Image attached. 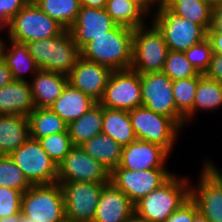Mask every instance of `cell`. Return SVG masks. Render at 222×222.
Here are the masks:
<instances>
[{"mask_svg": "<svg viewBox=\"0 0 222 222\" xmlns=\"http://www.w3.org/2000/svg\"><path fill=\"white\" fill-rule=\"evenodd\" d=\"M133 29L117 25L80 49L86 60L106 66L112 71L130 69L133 60Z\"/></svg>", "mask_w": 222, "mask_h": 222, "instance_id": "cell-1", "label": "cell"}, {"mask_svg": "<svg viewBox=\"0 0 222 222\" xmlns=\"http://www.w3.org/2000/svg\"><path fill=\"white\" fill-rule=\"evenodd\" d=\"M190 178L172 174L162 185L134 204L135 215L149 222H165L190 198Z\"/></svg>", "mask_w": 222, "mask_h": 222, "instance_id": "cell-2", "label": "cell"}, {"mask_svg": "<svg viewBox=\"0 0 222 222\" xmlns=\"http://www.w3.org/2000/svg\"><path fill=\"white\" fill-rule=\"evenodd\" d=\"M30 55L40 69L68 76L80 57V49L69 30L42 40L27 43Z\"/></svg>", "mask_w": 222, "mask_h": 222, "instance_id": "cell-3", "label": "cell"}, {"mask_svg": "<svg viewBox=\"0 0 222 222\" xmlns=\"http://www.w3.org/2000/svg\"><path fill=\"white\" fill-rule=\"evenodd\" d=\"M66 29L30 0L7 26L8 38L19 43L49 39Z\"/></svg>", "mask_w": 222, "mask_h": 222, "instance_id": "cell-4", "label": "cell"}, {"mask_svg": "<svg viewBox=\"0 0 222 222\" xmlns=\"http://www.w3.org/2000/svg\"><path fill=\"white\" fill-rule=\"evenodd\" d=\"M21 213L33 222H63L66 216L61 185H31L22 195Z\"/></svg>", "mask_w": 222, "mask_h": 222, "instance_id": "cell-5", "label": "cell"}, {"mask_svg": "<svg viewBox=\"0 0 222 222\" xmlns=\"http://www.w3.org/2000/svg\"><path fill=\"white\" fill-rule=\"evenodd\" d=\"M133 60L131 69L140 74L163 71L170 51L162 32L152 22L133 29Z\"/></svg>", "mask_w": 222, "mask_h": 222, "instance_id": "cell-6", "label": "cell"}, {"mask_svg": "<svg viewBox=\"0 0 222 222\" xmlns=\"http://www.w3.org/2000/svg\"><path fill=\"white\" fill-rule=\"evenodd\" d=\"M129 118L138 140L160 145L171 154L181 130L171 118L143 105L129 111Z\"/></svg>", "mask_w": 222, "mask_h": 222, "instance_id": "cell-7", "label": "cell"}, {"mask_svg": "<svg viewBox=\"0 0 222 222\" xmlns=\"http://www.w3.org/2000/svg\"><path fill=\"white\" fill-rule=\"evenodd\" d=\"M153 14L152 22L162 32L169 50L184 52L207 38V32L200 25L174 15L165 6Z\"/></svg>", "mask_w": 222, "mask_h": 222, "instance_id": "cell-8", "label": "cell"}, {"mask_svg": "<svg viewBox=\"0 0 222 222\" xmlns=\"http://www.w3.org/2000/svg\"><path fill=\"white\" fill-rule=\"evenodd\" d=\"M142 105L171 118L181 129L185 118L177 111L173 96V80L163 71L140 74Z\"/></svg>", "mask_w": 222, "mask_h": 222, "instance_id": "cell-9", "label": "cell"}, {"mask_svg": "<svg viewBox=\"0 0 222 222\" xmlns=\"http://www.w3.org/2000/svg\"><path fill=\"white\" fill-rule=\"evenodd\" d=\"M10 157L31 185L57 182L58 165L43 150L38 140L29 138Z\"/></svg>", "mask_w": 222, "mask_h": 222, "instance_id": "cell-10", "label": "cell"}, {"mask_svg": "<svg viewBox=\"0 0 222 222\" xmlns=\"http://www.w3.org/2000/svg\"><path fill=\"white\" fill-rule=\"evenodd\" d=\"M99 103L108 109L125 111L142 106L140 73L131 68L112 71Z\"/></svg>", "mask_w": 222, "mask_h": 222, "instance_id": "cell-11", "label": "cell"}, {"mask_svg": "<svg viewBox=\"0 0 222 222\" xmlns=\"http://www.w3.org/2000/svg\"><path fill=\"white\" fill-rule=\"evenodd\" d=\"M215 166L204 163L197 186H190V198L211 222H222V171Z\"/></svg>", "mask_w": 222, "mask_h": 222, "instance_id": "cell-12", "label": "cell"}, {"mask_svg": "<svg viewBox=\"0 0 222 222\" xmlns=\"http://www.w3.org/2000/svg\"><path fill=\"white\" fill-rule=\"evenodd\" d=\"M108 183L62 182L66 219L93 222L102 188Z\"/></svg>", "mask_w": 222, "mask_h": 222, "instance_id": "cell-13", "label": "cell"}, {"mask_svg": "<svg viewBox=\"0 0 222 222\" xmlns=\"http://www.w3.org/2000/svg\"><path fill=\"white\" fill-rule=\"evenodd\" d=\"M173 173L166 168L131 171L115 168L110 173V182L135 204L141 198L162 185Z\"/></svg>", "mask_w": 222, "mask_h": 222, "instance_id": "cell-14", "label": "cell"}, {"mask_svg": "<svg viewBox=\"0 0 222 222\" xmlns=\"http://www.w3.org/2000/svg\"><path fill=\"white\" fill-rule=\"evenodd\" d=\"M69 181L109 183L110 172L88 155L81 146H74L58 164L57 183Z\"/></svg>", "mask_w": 222, "mask_h": 222, "instance_id": "cell-15", "label": "cell"}, {"mask_svg": "<svg viewBox=\"0 0 222 222\" xmlns=\"http://www.w3.org/2000/svg\"><path fill=\"white\" fill-rule=\"evenodd\" d=\"M111 73L112 70L108 67L80 56L67 77L68 83L72 87L99 102L103 97Z\"/></svg>", "mask_w": 222, "mask_h": 222, "instance_id": "cell-16", "label": "cell"}, {"mask_svg": "<svg viewBox=\"0 0 222 222\" xmlns=\"http://www.w3.org/2000/svg\"><path fill=\"white\" fill-rule=\"evenodd\" d=\"M118 24L107 13L106 9L81 6L74 24L69 29L73 40L81 49L85 44L105 32L114 29Z\"/></svg>", "mask_w": 222, "mask_h": 222, "instance_id": "cell-17", "label": "cell"}, {"mask_svg": "<svg viewBox=\"0 0 222 222\" xmlns=\"http://www.w3.org/2000/svg\"><path fill=\"white\" fill-rule=\"evenodd\" d=\"M169 155L160 145L137 139L123 146L120 164L117 168L131 171L165 168Z\"/></svg>", "mask_w": 222, "mask_h": 222, "instance_id": "cell-18", "label": "cell"}, {"mask_svg": "<svg viewBox=\"0 0 222 222\" xmlns=\"http://www.w3.org/2000/svg\"><path fill=\"white\" fill-rule=\"evenodd\" d=\"M134 214V203L109 182L102 188L93 222H126Z\"/></svg>", "mask_w": 222, "mask_h": 222, "instance_id": "cell-19", "label": "cell"}, {"mask_svg": "<svg viewBox=\"0 0 222 222\" xmlns=\"http://www.w3.org/2000/svg\"><path fill=\"white\" fill-rule=\"evenodd\" d=\"M34 109L35 103L28 81L13 80L0 88V115L28 117Z\"/></svg>", "mask_w": 222, "mask_h": 222, "instance_id": "cell-20", "label": "cell"}, {"mask_svg": "<svg viewBox=\"0 0 222 222\" xmlns=\"http://www.w3.org/2000/svg\"><path fill=\"white\" fill-rule=\"evenodd\" d=\"M35 108H50L68 83V77L40 69L29 81Z\"/></svg>", "mask_w": 222, "mask_h": 222, "instance_id": "cell-21", "label": "cell"}, {"mask_svg": "<svg viewBox=\"0 0 222 222\" xmlns=\"http://www.w3.org/2000/svg\"><path fill=\"white\" fill-rule=\"evenodd\" d=\"M96 103L90 96L67 83L50 109L69 125L84 115Z\"/></svg>", "mask_w": 222, "mask_h": 222, "instance_id": "cell-22", "label": "cell"}, {"mask_svg": "<svg viewBox=\"0 0 222 222\" xmlns=\"http://www.w3.org/2000/svg\"><path fill=\"white\" fill-rule=\"evenodd\" d=\"M29 138V123L26 116L0 115V155L10 156Z\"/></svg>", "mask_w": 222, "mask_h": 222, "instance_id": "cell-23", "label": "cell"}, {"mask_svg": "<svg viewBox=\"0 0 222 222\" xmlns=\"http://www.w3.org/2000/svg\"><path fill=\"white\" fill-rule=\"evenodd\" d=\"M10 45L6 47L5 42L1 49V58L10 68L14 80L27 81L24 77L26 72L32 71L35 75L39 66L30 55L29 48L25 43H19L9 39ZM8 49V50H7Z\"/></svg>", "mask_w": 222, "mask_h": 222, "instance_id": "cell-24", "label": "cell"}, {"mask_svg": "<svg viewBox=\"0 0 222 222\" xmlns=\"http://www.w3.org/2000/svg\"><path fill=\"white\" fill-rule=\"evenodd\" d=\"M81 147L110 173L120 164L123 147L103 133L93 136Z\"/></svg>", "mask_w": 222, "mask_h": 222, "instance_id": "cell-25", "label": "cell"}, {"mask_svg": "<svg viewBox=\"0 0 222 222\" xmlns=\"http://www.w3.org/2000/svg\"><path fill=\"white\" fill-rule=\"evenodd\" d=\"M102 133L111 137L122 147L137 140L129 111L103 107Z\"/></svg>", "mask_w": 222, "mask_h": 222, "instance_id": "cell-26", "label": "cell"}, {"mask_svg": "<svg viewBox=\"0 0 222 222\" xmlns=\"http://www.w3.org/2000/svg\"><path fill=\"white\" fill-rule=\"evenodd\" d=\"M103 106L97 102L79 119L68 125L70 139L74 146H81L93 136L102 133Z\"/></svg>", "mask_w": 222, "mask_h": 222, "instance_id": "cell-27", "label": "cell"}, {"mask_svg": "<svg viewBox=\"0 0 222 222\" xmlns=\"http://www.w3.org/2000/svg\"><path fill=\"white\" fill-rule=\"evenodd\" d=\"M165 7L174 15L200 25L206 32L212 26L213 7L205 0H171Z\"/></svg>", "mask_w": 222, "mask_h": 222, "instance_id": "cell-28", "label": "cell"}, {"mask_svg": "<svg viewBox=\"0 0 222 222\" xmlns=\"http://www.w3.org/2000/svg\"><path fill=\"white\" fill-rule=\"evenodd\" d=\"M27 118L29 136L35 140L68 130V124L50 108H35Z\"/></svg>", "mask_w": 222, "mask_h": 222, "instance_id": "cell-29", "label": "cell"}, {"mask_svg": "<svg viewBox=\"0 0 222 222\" xmlns=\"http://www.w3.org/2000/svg\"><path fill=\"white\" fill-rule=\"evenodd\" d=\"M50 18L66 30L74 24L80 10V0H32Z\"/></svg>", "mask_w": 222, "mask_h": 222, "instance_id": "cell-30", "label": "cell"}, {"mask_svg": "<svg viewBox=\"0 0 222 222\" xmlns=\"http://www.w3.org/2000/svg\"><path fill=\"white\" fill-rule=\"evenodd\" d=\"M105 9L118 25L136 29L146 23L147 15L130 0H107Z\"/></svg>", "mask_w": 222, "mask_h": 222, "instance_id": "cell-31", "label": "cell"}, {"mask_svg": "<svg viewBox=\"0 0 222 222\" xmlns=\"http://www.w3.org/2000/svg\"><path fill=\"white\" fill-rule=\"evenodd\" d=\"M197 76L177 79L173 81L172 90L177 111L185 118V125L193 118V102L198 87L199 78Z\"/></svg>", "mask_w": 222, "mask_h": 222, "instance_id": "cell-32", "label": "cell"}, {"mask_svg": "<svg viewBox=\"0 0 222 222\" xmlns=\"http://www.w3.org/2000/svg\"><path fill=\"white\" fill-rule=\"evenodd\" d=\"M219 107H222V84L203 74L199 78L193 102V117L199 109L212 111Z\"/></svg>", "mask_w": 222, "mask_h": 222, "instance_id": "cell-33", "label": "cell"}, {"mask_svg": "<svg viewBox=\"0 0 222 222\" xmlns=\"http://www.w3.org/2000/svg\"><path fill=\"white\" fill-rule=\"evenodd\" d=\"M0 186L20 190L23 193L31 187L21 169L8 155H0Z\"/></svg>", "mask_w": 222, "mask_h": 222, "instance_id": "cell-34", "label": "cell"}, {"mask_svg": "<svg viewBox=\"0 0 222 222\" xmlns=\"http://www.w3.org/2000/svg\"><path fill=\"white\" fill-rule=\"evenodd\" d=\"M38 141L43 150L57 165L65 159V156L74 147L68 130L40 138Z\"/></svg>", "mask_w": 222, "mask_h": 222, "instance_id": "cell-35", "label": "cell"}, {"mask_svg": "<svg viewBox=\"0 0 222 222\" xmlns=\"http://www.w3.org/2000/svg\"><path fill=\"white\" fill-rule=\"evenodd\" d=\"M163 72L173 81L194 77L199 74L186 58L184 52L172 50L168 52Z\"/></svg>", "mask_w": 222, "mask_h": 222, "instance_id": "cell-36", "label": "cell"}, {"mask_svg": "<svg viewBox=\"0 0 222 222\" xmlns=\"http://www.w3.org/2000/svg\"><path fill=\"white\" fill-rule=\"evenodd\" d=\"M184 54L198 73L205 74L209 67L213 51L210 41L205 38L202 42L185 50Z\"/></svg>", "mask_w": 222, "mask_h": 222, "instance_id": "cell-37", "label": "cell"}, {"mask_svg": "<svg viewBox=\"0 0 222 222\" xmlns=\"http://www.w3.org/2000/svg\"><path fill=\"white\" fill-rule=\"evenodd\" d=\"M23 192L0 186V218L21 212Z\"/></svg>", "mask_w": 222, "mask_h": 222, "instance_id": "cell-38", "label": "cell"}, {"mask_svg": "<svg viewBox=\"0 0 222 222\" xmlns=\"http://www.w3.org/2000/svg\"><path fill=\"white\" fill-rule=\"evenodd\" d=\"M198 212L197 204L189 198L165 222H193Z\"/></svg>", "mask_w": 222, "mask_h": 222, "instance_id": "cell-39", "label": "cell"}, {"mask_svg": "<svg viewBox=\"0 0 222 222\" xmlns=\"http://www.w3.org/2000/svg\"><path fill=\"white\" fill-rule=\"evenodd\" d=\"M30 0H0V21L7 27L11 19L29 2Z\"/></svg>", "mask_w": 222, "mask_h": 222, "instance_id": "cell-40", "label": "cell"}, {"mask_svg": "<svg viewBox=\"0 0 222 222\" xmlns=\"http://www.w3.org/2000/svg\"><path fill=\"white\" fill-rule=\"evenodd\" d=\"M204 75L222 84V55L213 53L209 67Z\"/></svg>", "mask_w": 222, "mask_h": 222, "instance_id": "cell-41", "label": "cell"}, {"mask_svg": "<svg viewBox=\"0 0 222 222\" xmlns=\"http://www.w3.org/2000/svg\"><path fill=\"white\" fill-rule=\"evenodd\" d=\"M207 32L222 33V4L213 7L212 26Z\"/></svg>", "mask_w": 222, "mask_h": 222, "instance_id": "cell-42", "label": "cell"}, {"mask_svg": "<svg viewBox=\"0 0 222 222\" xmlns=\"http://www.w3.org/2000/svg\"><path fill=\"white\" fill-rule=\"evenodd\" d=\"M207 39L211 43L213 53L222 55V33L207 32Z\"/></svg>", "mask_w": 222, "mask_h": 222, "instance_id": "cell-43", "label": "cell"}, {"mask_svg": "<svg viewBox=\"0 0 222 222\" xmlns=\"http://www.w3.org/2000/svg\"><path fill=\"white\" fill-rule=\"evenodd\" d=\"M12 73L6 63L0 58V88L13 81Z\"/></svg>", "mask_w": 222, "mask_h": 222, "instance_id": "cell-44", "label": "cell"}, {"mask_svg": "<svg viewBox=\"0 0 222 222\" xmlns=\"http://www.w3.org/2000/svg\"><path fill=\"white\" fill-rule=\"evenodd\" d=\"M133 2L136 6H138L146 15L151 14L150 9L153 8L154 5L157 4V7L159 8L160 5L158 4L157 0H130Z\"/></svg>", "mask_w": 222, "mask_h": 222, "instance_id": "cell-45", "label": "cell"}, {"mask_svg": "<svg viewBox=\"0 0 222 222\" xmlns=\"http://www.w3.org/2000/svg\"><path fill=\"white\" fill-rule=\"evenodd\" d=\"M107 0H80V5L84 7H92L103 9L105 8Z\"/></svg>", "mask_w": 222, "mask_h": 222, "instance_id": "cell-46", "label": "cell"}, {"mask_svg": "<svg viewBox=\"0 0 222 222\" xmlns=\"http://www.w3.org/2000/svg\"><path fill=\"white\" fill-rule=\"evenodd\" d=\"M0 222H19V213L10 215L8 217H2L0 218Z\"/></svg>", "mask_w": 222, "mask_h": 222, "instance_id": "cell-47", "label": "cell"}, {"mask_svg": "<svg viewBox=\"0 0 222 222\" xmlns=\"http://www.w3.org/2000/svg\"><path fill=\"white\" fill-rule=\"evenodd\" d=\"M193 222H211V221L206 216L198 212L194 217Z\"/></svg>", "mask_w": 222, "mask_h": 222, "instance_id": "cell-48", "label": "cell"}, {"mask_svg": "<svg viewBox=\"0 0 222 222\" xmlns=\"http://www.w3.org/2000/svg\"><path fill=\"white\" fill-rule=\"evenodd\" d=\"M126 222H149V221H146V220H143L139 217H137L135 214L130 217Z\"/></svg>", "mask_w": 222, "mask_h": 222, "instance_id": "cell-49", "label": "cell"}, {"mask_svg": "<svg viewBox=\"0 0 222 222\" xmlns=\"http://www.w3.org/2000/svg\"><path fill=\"white\" fill-rule=\"evenodd\" d=\"M19 222H33V221L30 220V217H28L20 212L19 213Z\"/></svg>", "mask_w": 222, "mask_h": 222, "instance_id": "cell-50", "label": "cell"}, {"mask_svg": "<svg viewBox=\"0 0 222 222\" xmlns=\"http://www.w3.org/2000/svg\"><path fill=\"white\" fill-rule=\"evenodd\" d=\"M207 3H209L212 7L222 4V0H205Z\"/></svg>", "mask_w": 222, "mask_h": 222, "instance_id": "cell-51", "label": "cell"}, {"mask_svg": "<svg viewBox=\"0 0 222 222\" xmlns=\"http://www.w3.org/2000/svg\"><path fill=\"white\" fill-rule=\"evenodd\" d=\"M171 0H157L160 6H166Z\"/></svg>", "mask_w": 222, "mask_h": 222, "instance_id": "cell-52", "label": "cell"}, {"mask_svg": "<svg viewBox=\"0 0 222 222\" xmlns=\"http://www.w3.org/2000/svg\"><path fill=\"white\" fill-rule=\"evenodd\" d=\"M3 42H4L3 39L0 38V58H1V49H2V46H3Z\"/></svg>", "mask_w": 222, "mask_h": 222, "instance_id": "cell-53", "label": "cell"}, {"mask_svg": "<svg viewBox=\"0 0 222 222\" xmlns=\"http://www.w3.org/2000/svg\"><path fill=\"white\" fill-rule=\"evenodd\" d=\"M3 28H6V26L0 21V30H3Z\"/></svg>", "mask_w": 222, "mask_h": 222, "instance_id": "cell-54", "label": "cell"}, {"mask_svg": "<svg viewBox=\"0 0 222 222\" xmlns=\"http://www.w3.org/2000/svg\"><path fill=\"white\" fill-rule=\"evenodd\" d=\"M63 222H73V221H69V220L65 219Z\"/></svg>", "mask_w": 222, "mask_h": 222, "instance_id": "cell-55", "label": "cell"}]
</instances>
